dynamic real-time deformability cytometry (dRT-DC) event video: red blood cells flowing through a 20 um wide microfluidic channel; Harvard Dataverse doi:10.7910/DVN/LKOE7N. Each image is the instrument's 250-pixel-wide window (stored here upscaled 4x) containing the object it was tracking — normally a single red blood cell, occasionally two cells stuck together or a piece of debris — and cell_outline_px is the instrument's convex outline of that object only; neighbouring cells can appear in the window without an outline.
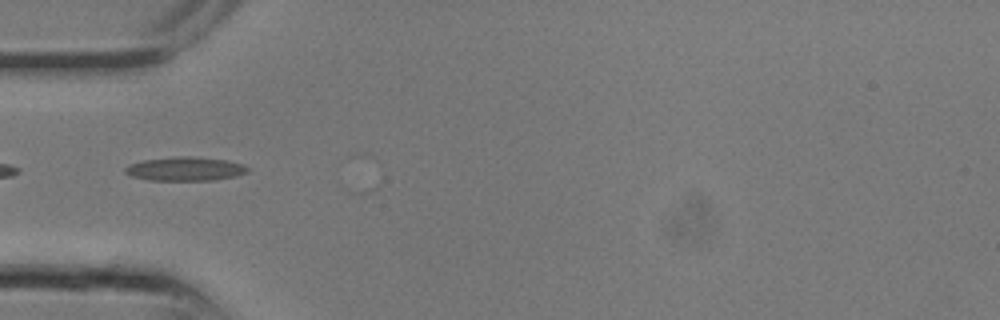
{"species": "common noctule bat (a hibernating species)", "species_latin": "Nyctalus noctula", "temperature_condition": "room temperature", "stored_images_in_passage": 2, "camera_frame_rate_fps": 3000, "um_per_image_px": 0.085, "animal": {"sex": "male", "body_mass_g": 13.3}, "frame": {"image": 1, "passage_image": 1, "time_ms": 0.0, "image_size_px": [1000, 320], "cell_outline_px": [[248, 172], [236, 176], [212, 180], [148, 180], [132, 176], [124, 172], [124, 168], [128, 164], [144, 160], [176, 156], [192, 156], [228, 160], [244, 164], [248, 168]], "centroid_in_image_um": [15.74, 14.34], "position_along_channel_um": 69.3, "area_um2": 17.11}}